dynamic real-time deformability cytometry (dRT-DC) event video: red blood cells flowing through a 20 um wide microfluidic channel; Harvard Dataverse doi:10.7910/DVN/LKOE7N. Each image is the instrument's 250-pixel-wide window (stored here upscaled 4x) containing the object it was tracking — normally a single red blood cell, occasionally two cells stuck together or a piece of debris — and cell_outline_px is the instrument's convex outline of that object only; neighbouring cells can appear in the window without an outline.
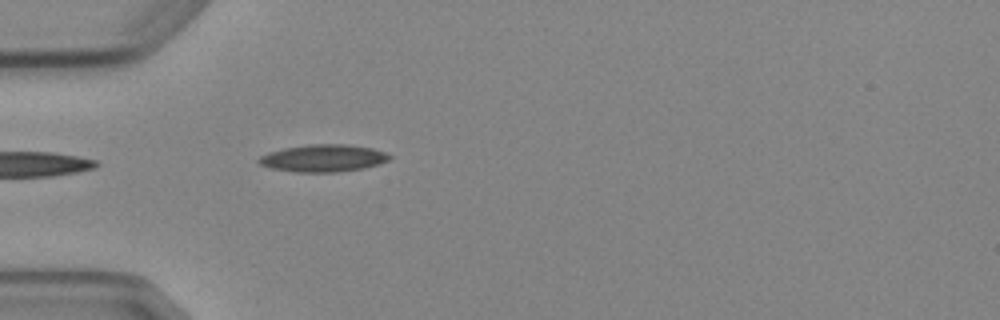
{"species": "Egyptian fruit bat (a non-hibernating species)", "species_latin": "Rousettus aegyptiacus", "temperature_condition": "cold", "stored_images_in_passage": 3, "camera_frame_rate_fps": 3000, "um_per_image_px": 0.085, "animal": {"sex": "female"}, "frame": {"image": 1, "passage_image": 3, "time_ms": 2.333, "image_size_px": [1000, 320], "cell_outline_px": [[392, 156], [388, 160], [380, 164], [364, 168], [336, 172], [296, 172], [272, 168], [260, 164], [256, 160], [260, 156], [268, 152], [284, 148], [312, 144], [344, 144], [372, 148], [384, 152]], "centroid_in_image_um": [27.47, 13.44], "position_along_channel_um": 57.5, "area_um2": 20.69}}